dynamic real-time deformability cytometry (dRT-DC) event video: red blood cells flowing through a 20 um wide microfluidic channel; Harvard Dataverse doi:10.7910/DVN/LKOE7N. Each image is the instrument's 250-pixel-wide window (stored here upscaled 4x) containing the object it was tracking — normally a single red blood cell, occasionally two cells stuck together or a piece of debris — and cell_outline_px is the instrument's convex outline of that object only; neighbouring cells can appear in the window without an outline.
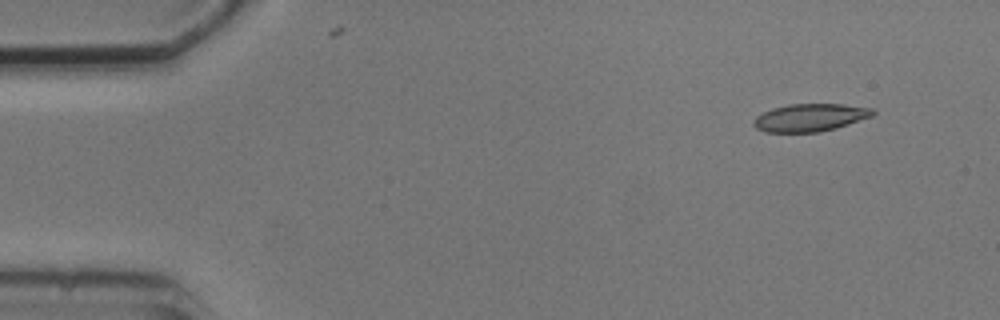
{"species": "common noctule bat (a hibernating species)", "species_latin": "Nyctalus noctula", "temperature_condition": "cold", "stored_images_in_passage": 3, "camera_frame_rate_fps": 3000, "um_per_image_px": 0.085, "animal": {"sex": "male", "body_mass_g": 20.5, "forearm_length_mm": 52.5}, "frame": {"image": 1, "passage_image": 1, "time_ms": 0.0, "image_size_px": [1000, 320], "cell_outline_px": [[876, 112], [872, 116], [836, 128], [820, 132], [764, 132], [756, 128], [752, 124], [752, 120], [756, 116], [772, 108], [788, 104], [844, 104], [872, 108]], "centroid_in_image_um": [68.83, 9.99], "position_along_channel_um": 16.2, "area_um2": 19.31}}